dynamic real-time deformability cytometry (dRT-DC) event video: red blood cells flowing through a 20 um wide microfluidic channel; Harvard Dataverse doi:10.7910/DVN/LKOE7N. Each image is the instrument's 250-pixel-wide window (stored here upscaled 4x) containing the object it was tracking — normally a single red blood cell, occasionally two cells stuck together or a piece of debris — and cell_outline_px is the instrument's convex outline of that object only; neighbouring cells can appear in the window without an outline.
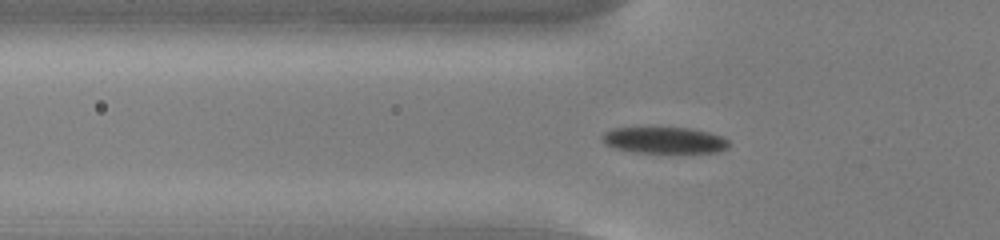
{"species": "common noctule bat (a hibernating species)", "species_latin": "Nyctalus noctula", "temperature_condition": "cold", "stored_images_in_passage": 54, "camera_frame_rate_fps": 3000, "um_per_image_px": 0.085, "animal": {"sex": "male", "body_mass_g": 13.0, "forearm_length_mm": 53.1}, "frame": {"image": 1, "passage_image": 18, "time_ms": 5.667, "image_size_px": [1000, 240], "cell_outline_px": [[728, 148], [712, 152], [632, 152], [616, 148], [604, 144], [600, 136], [604, 132], [612, 128], [692, 128], [724, 136], [728, 140]], "centroid_in_image_um": [56.44, 11.91], "position_along_channel_um": 69.4, "area_um2": 19.36}}
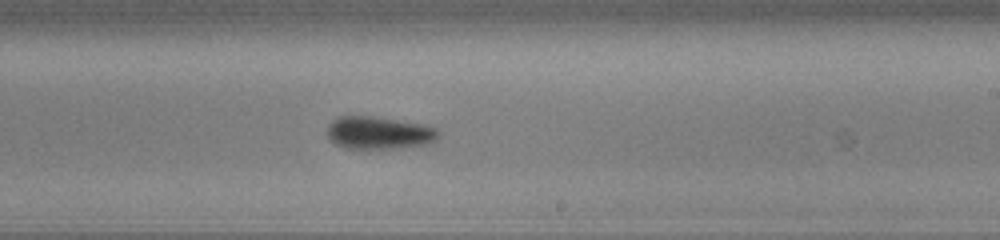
{"frame": {"image": 2, "passage_image": 33, "time_ms": 10.667, "image_size_px": [1000, 240], "cell_outline_px": [[440, 136], [436, 140], [428, 144], [400, 148], [344, 148], [336, 144], [328, 136], [328, 124], [332, 120], [340, 116], [372, 116], [420, 124], [436, 128], [440, 132]], "centroid_in_image_um": [32.22, 11.29], "position_along_channel_um": 256.8, "area_um2": 21.04}}
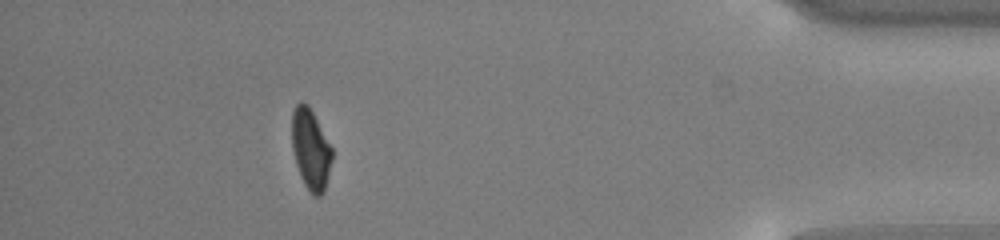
{"frame": {"image": 3, "passage_image": 49, "time_ms": 16.0, "image_size_px": [1000, 240], "cell_outline_px": [[332, 160], [324, 192], [320, 196], [312, 196], [304, 184], [300, 176], [296, 164], [292, 148], [292, 112], [296, 104], [300, 100], [308, 104], [332, 148]], "centroid_in_image_um": [26.4, 12.7], "position_along_channel_um": 408.8, "area_um2": 18.9}, "authors_computed_cell_mechanics": {"area_um2": 19.8832, "velocity_mm_per_s": 3.7716, "shape_relaxation_time_tau1_ms": 2.9517, "shape_relaxation_time_tau2_ms": 8.142, "deformation_change_tau1": 0.0882, "deformation_change_tau2": 0.1025}}